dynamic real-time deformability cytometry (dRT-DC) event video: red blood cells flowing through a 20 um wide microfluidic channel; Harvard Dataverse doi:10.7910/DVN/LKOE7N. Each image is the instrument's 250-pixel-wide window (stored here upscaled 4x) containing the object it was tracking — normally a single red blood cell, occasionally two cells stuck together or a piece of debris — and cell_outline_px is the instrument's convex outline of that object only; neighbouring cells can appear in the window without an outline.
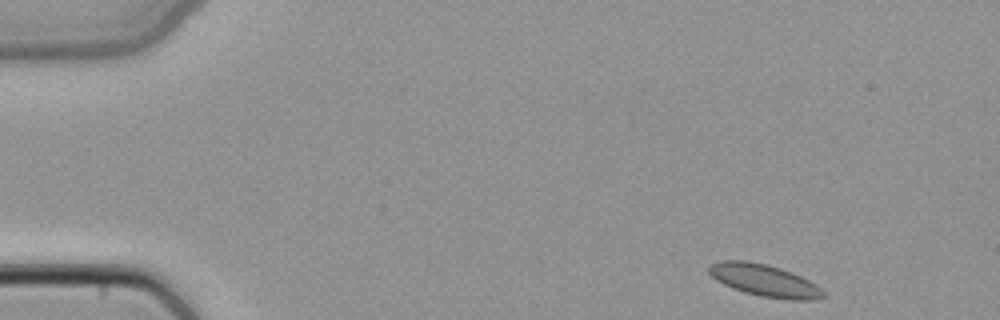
{"species": "common noctule bat (a hibernating species)", "species_latin": "Nyctalus noctula", "temperature_condition": "cold", "stored_images_in_passage": 45, "camera_frame_rate_fps": 3000, "um_per_image_px": 0.085, "animal": {"sex": "female", "body_mass_g": 22.7, "forearm_length_mm": 54.2}, "frame": {"image": 1, "passage_image": 1, "time_ms": 0.0, "image_size_px": [1000, 320], "cell_outline_px": [[828, 296], [812, 300], [792, 300], [760, 296], [744, 292], [732, 288], [716, 280], [708, 272], [708, 268], [712, 264], [720, 260], [748, 260], [768, 264], [792, 272], [816, 284]], "centroid_in_image_um": [64.99, 23.83], "position_along_channel_um": 20.0, "area_um2": 21.5}}
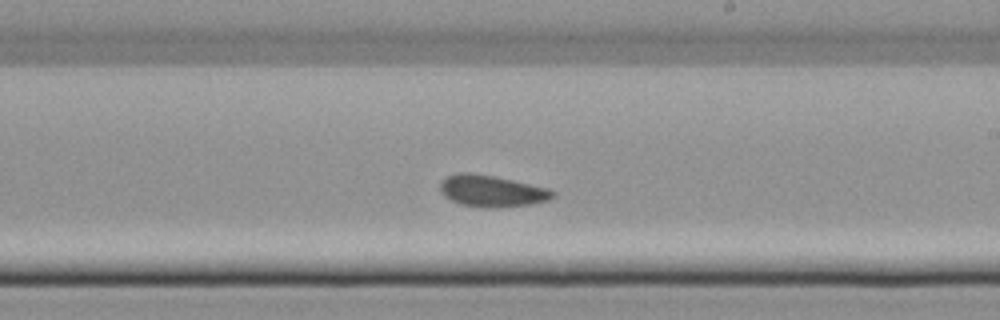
{"frame": {"image": 2, "passage_image": 25, "time_ms": 8.0, "image_size_px": [1000, 320], "cell_outline_px": [[556, 196], [548, 200], [532, 204], [460, 204], [444, 196], [440, 192], [440, 180], [444, 176], [456, 172], [472, 172], [512, 180], [548, 188], [556, 192]], "centroid_in_image_um": [41.75, 16.15], "position_along_channel_um": 247.3, "area_um2": 19.83}}
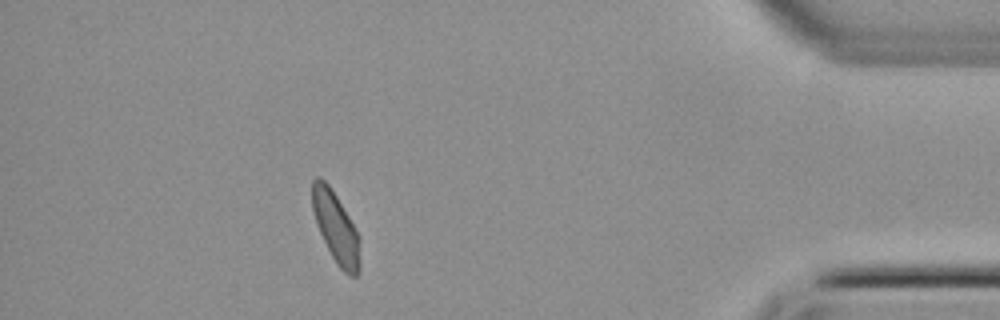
{"frame": {"image": 3, "passage_image": 40, "time_ms": 13.0, "image_size_px": [1000, 320], "cell_outline_px": [[360, 268], [356, 276], [348, 276], [336, 264], [316, 224], [312, 212], [312, 180], [316, 176], [320, 176], [328, 184], [336, 196], [356, 228], [360, 240]], "centroid_in_image_um": [28.55, 19.35], "position_along_channel_um": 406.6, "area_um2": 19.77}}